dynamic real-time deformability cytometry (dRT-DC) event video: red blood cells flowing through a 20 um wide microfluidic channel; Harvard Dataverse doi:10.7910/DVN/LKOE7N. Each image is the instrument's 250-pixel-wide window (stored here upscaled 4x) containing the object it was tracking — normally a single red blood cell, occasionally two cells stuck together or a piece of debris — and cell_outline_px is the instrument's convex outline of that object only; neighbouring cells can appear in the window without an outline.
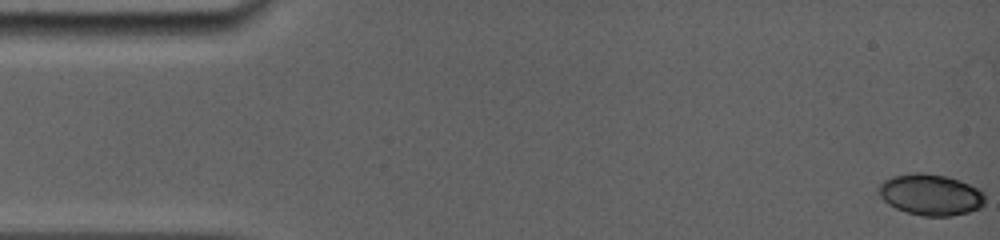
{"species": "common noctule bat (a hibernating species)", "species_latin": "Nyctalus noctula", "temperature_condition": "room temperature", "stored_images_in_passage": 23, "camera_frame_rate_fps": 5000, "um_per_image_px": 0.085, "animal": {"sex": "female", "body_mass_g": 19.0, "forearm_length_mm": 56.7}, "frame": {"image": 1, "passage_image": 1, "time_ms": 0.0, "image_size_px": [1000, 240], "cell_outline_px": [[984, 204], [980, 208], [968, 212], [952, 216], [924, 216], [904, 212], [888, 204], [880, 196], [880, 184], [884, 180], [892, 176], [916, 172], [924, 172], [948, 176], [960, 180], [984, 192]], "centroid_in_image_um": [79.11, 16.54], "position_along_channel_um": 5.9, "area_um2": 25.61}}
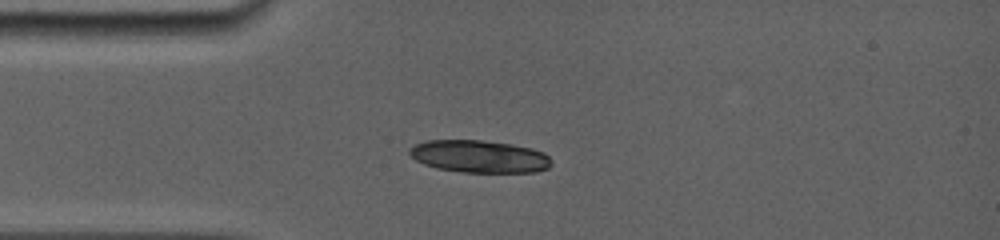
{"frame": {"image": 2, "passage_image": 20, "time_ms": 4.0, "image_size_px": [1000, 240], "cell_outline_px": [[552, 164], [548, 168], [536, 172], [460, 172], [436, 168], [424, 164], [416, 160], [408, 152], [408, 148], [416, 144], [428, 140], [480, 140], [512, 144], [532, 148], [544, 152], [552, 160]], "centroid_in_image_um": [40.76, 13.3], "position_along_channel_um": 44.2, "area_um2": 26.93}}